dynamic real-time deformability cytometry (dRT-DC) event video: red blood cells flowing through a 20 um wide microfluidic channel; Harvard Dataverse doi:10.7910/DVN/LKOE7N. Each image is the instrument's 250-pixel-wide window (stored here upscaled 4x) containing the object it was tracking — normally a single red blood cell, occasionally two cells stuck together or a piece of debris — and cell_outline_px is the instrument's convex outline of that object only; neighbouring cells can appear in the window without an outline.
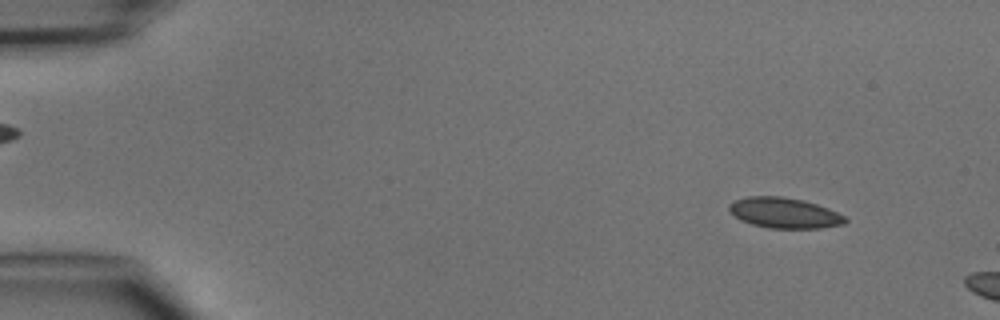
{"species": "common noctule bat (a hibernating species)", "species_latin": "Nyctalus noctula", "temperature_condition": "cold", "stored_images_in_passage": 3, "camera_frame_rate_fps": 3000, "um_per_image_px": 0.085, "animal": {"sex": "male", "body_mass_g": 15.6}, "frame": {"image": 1, "passage_image": 1, "time_ms": 0.0, "image_size_px": [1000, 320], "cell_outline_px": [[848, 220], [844, 224], [820, 228], [768, 228], [752, 224], [740, 220], [728, 208], [728, 204], [736, 200], [748, 196], [780, 196], [804, 200], [828, 208], [844, 216]], "centroid_in_image_um": [66.67, 18.1], "position_along_channel_um": 18.3, "area_um2": 20.52}}